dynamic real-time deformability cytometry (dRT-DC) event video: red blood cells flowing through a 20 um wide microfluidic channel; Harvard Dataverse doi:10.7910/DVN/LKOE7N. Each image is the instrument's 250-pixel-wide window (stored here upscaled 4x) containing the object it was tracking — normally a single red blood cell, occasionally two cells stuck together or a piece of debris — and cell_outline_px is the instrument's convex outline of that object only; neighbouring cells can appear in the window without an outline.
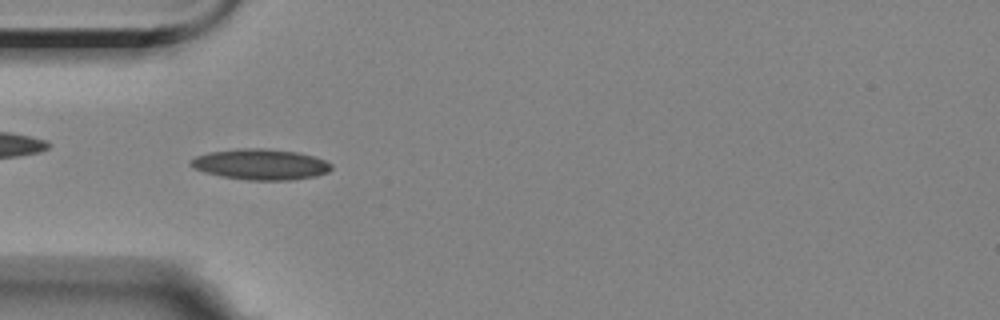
{"species": "Egyptian fruit bat (a non-hibernating species)", "species_latin": "Rousettus aegyptiacus", "temperature_condition": "room temperature", "stored_images_in_passage": 4, "camera_frame_rate_fps": 3000, "um_per_image_px": 0.085, "animal": {"sex": "female"}, "frame": {"image": 1, "passage_image": 3, "time_ms": 2.333, "image_size_px": [1000, 320], "cell_outline_px": [[332, 168], [328, 172], [316, 176], [292, 180], [248, 180], [220, 176], [204, 172], [192, 168], [188, 164], [196, 156], [208, 152], [240, 148], [264, 148], [296, 152], [312, 156], [324, 160], [332, 164]], "centroid_in_image_um": [22.13, 13.97], "position_along_channel_um": 62.9, "area_um2": 25.26}}
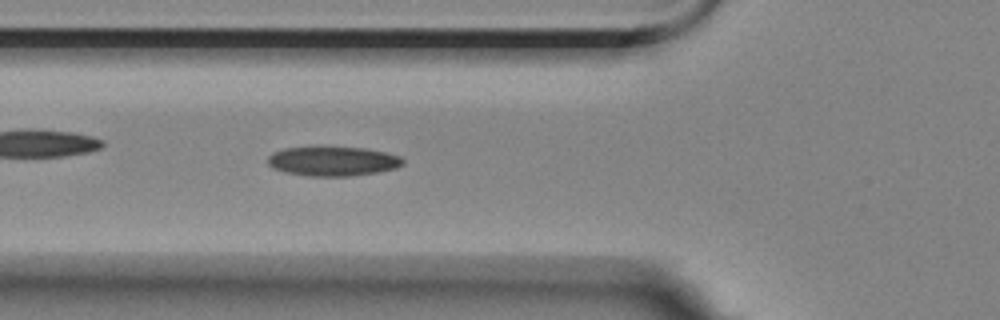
{"frame": {"image": 2, "passage_image": 4, "time_ms": 3.333, "image_size_px": [1000, 320], "cell_outline_px": [[404, 164], [396, 168], [376, 172], [352, 176], [308, 176], [284, 172], [272, 168], [268, 164], [268, 156], [272, 152], [284, 148], [364, 148], [384, 152], [400, 156], [404, 160]], "centroid_in_image_um": [28.28, 13.72], "position_along_channel_um": 97.5, "area_um2": 22.95}}